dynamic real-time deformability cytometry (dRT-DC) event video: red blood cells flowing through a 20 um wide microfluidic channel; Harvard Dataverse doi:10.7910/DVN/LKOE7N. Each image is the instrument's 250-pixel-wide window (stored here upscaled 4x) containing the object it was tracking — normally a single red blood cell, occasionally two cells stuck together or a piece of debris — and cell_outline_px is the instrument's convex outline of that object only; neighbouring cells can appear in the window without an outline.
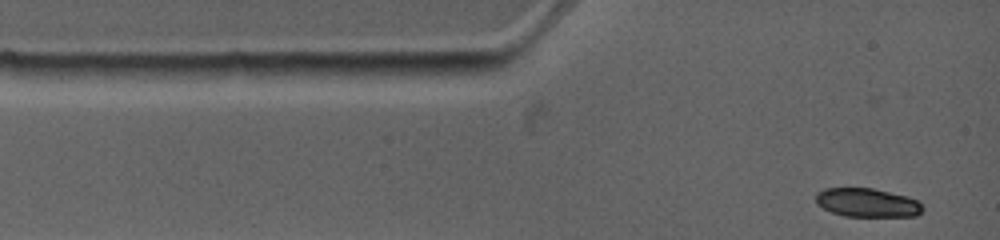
{"species": "common noctule bat (a hibernating species)", "species_latin": "Nyctalus noctula", "temperature_condition": "warm", "stored_images_in_passage": 3, "camera_frame_rate_fps": 4500, "um_per_image_px": 0.085, "animal": {"sex": "female", "body_mass_g": 19.0, "forearm_length_mm": 53.3}, "frame": {"image": 1, "passage_image": 1, "time_ms": 0.0, "image_size_px": [1000, 240], "cell_outline_px": [[924, 208], [916, 216], [844, 216], [832, 212], [816, 204], [816, 192], [824, 188], [872, 188], [908, 196], [916, 200]], "centroid_in_image_um": [73.69, 17.22], "position_along_channel_um": 11.3, "area_um2": 17.86}}
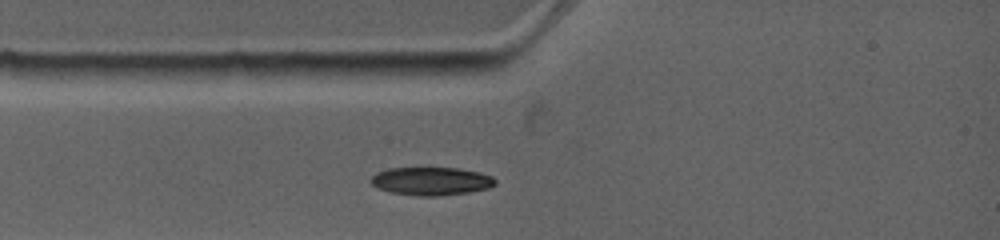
{"frame": {"image": 2, "passage_image": 3, "time_ms": 1.778, "image_size_px": [1000, 240], "cell_outline_px": [[496, 184], [488, 188], [468, 192], [436, 196], [420, 196], [388, 192], [372, 184], [368, 180], [376, 172], [388, 168], [460, 168], [480, 172], [492, 176], [496, 180]], "centroid_in_image_um": [36.64, 15.39], "position_along_channel_um": 48.4, "area_um2": 20.46}}